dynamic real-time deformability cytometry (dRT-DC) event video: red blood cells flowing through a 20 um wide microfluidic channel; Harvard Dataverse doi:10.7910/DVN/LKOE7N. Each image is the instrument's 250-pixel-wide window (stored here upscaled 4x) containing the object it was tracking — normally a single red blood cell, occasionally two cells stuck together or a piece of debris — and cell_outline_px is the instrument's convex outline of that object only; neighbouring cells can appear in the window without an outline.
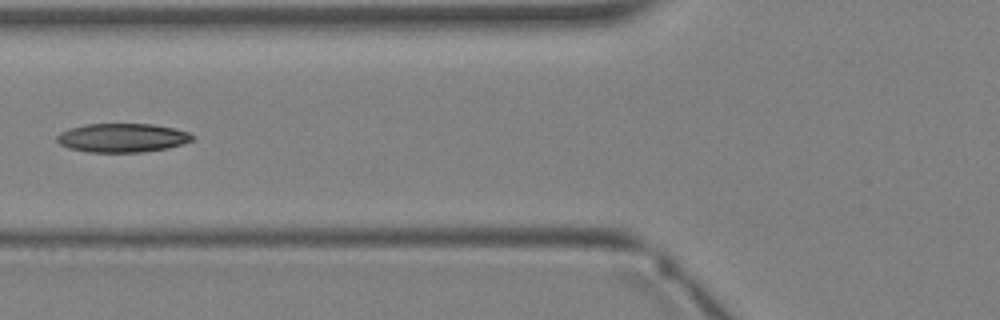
{"species": "Egyptian fruit bat (a non-hibernating species)", "species_latin": "Rousettus aegyptiacus", "temperature_condition": "warm", "stored_images_in_passage": 4, "camera_frame_rate_fps": 3000, "um_per_image_px": 0.085, "animal": {"sex": "female"}, "frame": {"image": 1, "passage_image": 4, "time_ms": 3.667, "image_size_px": [1000, 320], "cell_outline_px": [[192, 140], [168, 148], [144, 152], [88, 152], [68, 148], [60, 144], [56, 140], [56, 136], [60, 132], [68, 128], [88, 124], [152, 124], [176, 128], [188, 132], [192, 136]], "centroid_in_image_um": [10.36, 11.71], "position_along_channel_um": 115.4, "area_um2": 22.77}}